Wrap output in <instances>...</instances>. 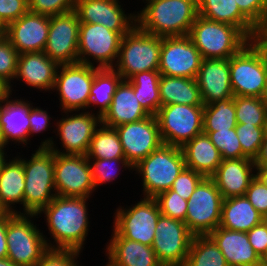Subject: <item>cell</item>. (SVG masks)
Here are the masks:
<instances>
[{
  "instance_id": "26",
  "label": "cell",
  "mask_w": 267,
  "mask_h": 266,
  "mask_svg": "<svg viewBox=\"0 0 267 266\" xmlns=\"http://www.w3.org/2000/svg\"><path fill=\"white\" fill-rule=\"evenodd\" d=\"M208 236L221 250L228 266H262V259L249 243L247 232L218 226Z\"/></svg>"
},
{
  "instance_id": "36",
  "label": "cell",
  "mask_w": 267,
  "mask_h": 266,
  "mask_svg": "<svg viewBox=\"0 0 267 266\" xmlns=\"http://www.w3.org/2000/svg\"><path fill=\"white\" fill-rule=\"evenodd\" d=\"M86 156L88 159L125 158L116 129L100 123L93 134Z\"/></svg>"
},
{
  "instance_id": "28",
  "label": "cell",
  "mask_w": 267,
  "mask_h": 266,
  "mask_svg": "<svg viewBox=\"0 0 267 266\" xmlns=\"http://www.w3.org/2000/svg\"><path fill=\"white\" fill-rule=\"evenodd\" d=\"M105 256L115 266H162L152 246L128 240L112 231Z\"/></svg>"
},
{
  "instance_id": "41",
  "label": "cell",
  "mask_w": 267,
  "mask_h": 266,
  "mask_svg": "<svg viewBox=\"0 0 267 266\" xmlns=\"http://www.w3.org/2000/svg\"><path fill=\"white\" fill-rule=\"evenodd\" d=\"M203 133L209 136L211 142L219 150L222 160L247 158L243 154L235 128L223 131H203Z\"/></svg>"
},
{
  "instance_id": "54",
  "label": "cell",
  "mask_w": 267,
  "mask_h": 266,
  "mask_svg": "<svg viewBox=\"0 0 267 266\" xmlns=\"http://www.w3.org/2000/svg\"><path fill=\"white\" fill-rule=\"evenodd\" d=\"M7 258L6 215L0 217V259Z\"/></svg>"
},
{
  "instance_id": "61",
  "label": "cell",
  "mask_w": 267,
  "mask_h": 266,
  "mask_svg": "<svg viewBox=\"0 0 267 266\" xmlns=\"http://www.w3.org/2000/svg\"><path fill=\"white\" fill-rule=\"evenodd\" d=\"M261 98H262V101L264 102V104L267 107V85L265 86V90H264L263 96Z\"/></svg>"
},
{
  "instance_id": "3",
  "label": "cell",
  "mask_w": 267,
  "mask_h": 266,
  "mask_svg": "<svg viewBox=\"0 0 267 266\" xmlns=\"http://www.w3.org/2000/svg\"><path fill=\"white\" fill-rule=\"evenodd\" d=\"M32 156L16 157L25 172L24 214H39L56 196L54 183V152L39 148Z\"/></svg>"
},
{
  "instance_id": "15",
  "label": "cell",
  "mask_w": 267,
  "mask_h": 266,
  "mask_svg": "<svg viewBox=\"0 0 267 266\" xmlns=\"http://www.w3.org/2000/svg\"><path fill=\"white\" fill-rule=\"evenodd\" d=\"M54 183L58 196L91 198L96 189L87 156L54 152Z\"/></svg>"
},
{
  "instance_id": "53",
  "label": "cell",
  "mask_w": 267,
  "mask_h": 266,
  "mask_svg": "<svg viewBox=\"0 0 267 266\" xmlns=\"http://www.w3.org/2000/svg\"><path fill=\"white\" fill-rule=\"evenodd\" d=\"M252 41L267 52V10L260 23L256 26Z\"/></svg>"
},
{
  "instance_id": "52",
  "label": "cell",
  "mask_w": 267,
  "mask_h": 266,
  "mask_svg": "<svg viewBox=\"0 0 267 266\" xmlns=\"http://www.w3.org/2000/svg\"><path fill=\"white\" fill-rule=\"evenodd\" d=\"M249 243L262 259L267 252V219L247 232Z\"/></svg>"
},
{
  "instance_id": "7",
  "label": "cell",
  "mask_w": 267,
  "mask_h": 266,
  "mask_svg": "<svg viewBox=\"0 0 267 266\" xmlns=\"http://www.w3.org/2000/svg\"><path fill=\"white\" fill-rule=\"evenodd\" d=\"M162 37L142 31L135 25L122 37L119 55L113 69L128 80L136 73L159 69Z\"/></svg>"
},
{
  "instance_id": "29",
  "label": "cell",
  "mask_w": 267,
  "mask_h": 266,
  "mask_svg": "<svg viewBox=\"0 0 267 266\" xmlns=\"http://www.w3.org/2000/svg\"><path fill=\"white\" fill-rule=\"evenodd\" d=\"M12 157L0 171V205L7 213L24 214L25 172L23 163L17 157ZM16 204H21L23 208L18 211L14 206Z\"/></svg>"
},
{
  "instance_id": "14",
  "label": "cell",
  "mask_w": 267,
  "mask_h": 266,
  "mask_svg": "<svg viewBox=\"0 0 267 266\" xmlns=\"http://www.w3.org/2000/svg\"><path fill=\"white\" fill-rule=\"evenodd\" d=\"M93 79L94 66L81 63L60 65L52 90L58 94L60 111H86Z\"/></svg>"
},
{
  "instance_id": "22",
  "label": "cell",
  "mask_w": 267,
  "mask_h": 266,
  "mask_svg": "<svg viewBox=\"0 0 267 266\" xmlns=\"http://www.w3.org/2000/svg\"><path fill=\"white\" fill-rule=\"evenodd\" d=\"M8 93L0 103V128L2 139L6 146L13 142L26 147L30 142L29 112L32 104L28 99H18ZM16 98V99H15ZM18 143V144H17Z\"/></svg>"
},
{
  "instance_id": "62",
  "label": "cell",
  "mask_w": 267,
  "mask_h": 266,
  "mask_svg": "<svg viewBox=\"0 0 267 266\" xmlns=\"http://www.w3.org/2000/svg\"><path fill=\"white\" fill-rule=\"evenodd\" d=\"M262 266H267V252L265 256L262 258Z\"/></svg>"
},
{
  "instance_id": "58",
  "label": "cell",
  "mask_w": 267,
  "mask_h": 266,
  "mask_svg": "<svg viewBox=\"0 0 267 266\" xmlns=\"http://www.w3.org/2000/svg\"><path fill=\"white\" fill-rule=\"evenodd\" d=\"M9 93L8 87L0 81V103L2 99Z\"/></svg>"
},
{
  "instance_id": "42",
  "label": "cell",
  "mask_w": 267,
  "mask_h": 266,
  "mask_svg": "<svg viewBox=\"0 0 267 266\" xmlns=\"http://www.w3.org/2000/svg\"><path fill=\"white\" fill-rule=\"evenodd\" d=\"M18 56L19 53L6 36L0 39V81L8 87L11 94L15 83L13 80L17 72Z\"/></svg>"
},
{
  "instance_id": "12",
  "label": "cell",
  "mask_w": 267,
  "mask_h": 266,
  "mask_svg": "<svg viewBox=\"0 0 267 266\" xmlns=\"http://www.w3.org/2000/svg\"><path fill=\"white\" fill-rule=\"evenodd\" d=\"M120 33L114 32L102 24L80 23L78 37V63L97 68H113L117 62ZM93 61H91V60Z\"/></svg>"
},
{
  "instance_id": "57",
  "label": "cell",
  "mask_w": 267,
  "mask_h": 266,
  "mask_svg": "<svg viewBox=\"0 0 267 266\" xmlns=\"http://www.w3.org/2000/svg\"><path fill=\"white\" fill-rule=\"evenodd\" d=\"M6 147H0V171L3 167V164L8 160L7 152H6Z\"/></svg>"
},
{
  "instance_id": "43",
  "label": "cell",
  "mask_w": 267,
  "mask_h": 266,
  "mask_svg": "<svg viewBox=\"0 0 267 266\" xmlns=\"http://www.w3.org/2000/svg\"><path fill=\"white\" fill-rule=\"evenodd\" d=\"M235 129L243 154L254 160L265 137L264 127L237 123Z\"/></svg>"
},
{
  "instance_id": "51",
  "label": "cell",
  "mask_w": 267,
  "mask_h": 266,
  "mask_svg": "<svg viewBox=\"0 0 267 266\" xmlns=\"http://www.w3.org/2000/svg\"><path fill=\"white\" fill-rule=\"evenodd\" d=\"M51 115L48 113L47 110H43L42 108H39L38 106H32L30 107L29 112V121H30V130H29V136H33L34 134L43 133L44 131H48L51 126Z\"/></svg>"
},
{
  "instance_id": "63",
  "label": "cell",
  "mask_w": 267,
  "mask_h": 266,
  "mask_svg": "<svg viewBox=\"0 0 267 266\" xmlns=\"http://www.w3.org/2000/svg\"><path fill=\"white\" fill-rule=\"evenodd\" d=\"M0 147H7L2 139V135H1V128H0Z\"/></svg>"
},
{
  "instance_id": "27",
  "label": "cell",
  "mask_w": 267,
  "mask_h": 266,
  "mask_svg": "<svg viewBox=\"0 0 267 266\" xmlns=\"http://www.w3.org/2000/svg\"><path fill=\"white\" fill-rule=\"evenodd\" d=\"M137 99L131 83L122 79L115 90L109 109L101 117V123L115 128L150 116Z\"/></svg>"
},
{
  "instance_id": "39",
  "label": "cell",
  "mask_w": 267,
  "mask_h": 266,
  "mask_svg": "<svg viewBox=\"0 0 267 266\" xmlns=\"http://www.w3.org/2000/svg\"><path fill=\"white\" fill-rule=\"evenodd\" d=\"M236 120L239 124L265 127L267 107L262 98L250 96H234Z\"/></svg>"
},
{
  "instance_id": "8",
  "label": "cell",
  "mask_w": 267,
  "mask_h": 266,
  "mask_svg": "<svg viewBox=\"0 0 267 266\" xmlns=\"http://www.w3.org/2000/svg\"><path fill=\"white\" fill-rule=\"evenodd\" d=\"M234 96L261 98L267 85V52L252 40L229 58Z\"/></svg>"
},
{
  "instance_id": "46",
  "label": "cell",
  "mask_w": 267,
  "mask_h": 266,
  "mask_svg": "<svg viewBox=\"0 0 267 266\" xmlns=\"http://www.w3.org/2000/svg\"><path fill=\"white\" fill-rule=\"evenodd\" d=\"M80 254L75 250L49 249L35 266H83L77 260Z\"/></svg>"
},
{
  "instance_id": "24",
  "label": "cell",
  "mask_w": 267,
  "mask_h": 266,
  "mask_svg": "<svg viewBox=\"0 0 267 266\" xmlns=\"http://www.w3.org/2000/svg\"><path fill=\"white\" fill-rule=\"evenodd\" d=\"M59 66L43 51L23 53L18 56L14 80H21V83L40 92H50L53 90Z\"/></svg>"
},
{
  "instance_id": "23",
  "label": "cell",
  "mask_w": 267,
  "mask_h": 266,
  "mask_svg": "<svg viewBox=\"0 0 267 266\" xmlns=\"http://www.w3.org/2000/svg\"><path fill=\"white\" fill-rule=\"evenodd\" d=\"M195 80L204 105L234 97L229 59H203Z\"/></svg>"
},
{
  "instance_id": "40",
  "label": "cell",
  "mask_w": 267,
  "mask_h": 266,
  "mask_svg": "<svg viewBox=\"0 0 267 266\" xmlns=\"http://www.w3.org/2000/svg\"><path fill=\"white\" fill-rule=\"evenodd\" d=\"M88 160L96 190L103 184H109L113 180L115 181L120 174L119 170L121 171L123 169L124 171V169H127L133 172V166L125 158Z\"/></svg>"
},
{
  "instance_id": "45",
  "label": "cell",
  "mask_w": 267,
  "mask_h": 266,
  "mask_svg": "<svg viewBox=\"0 0 267 266\" xmlns=\"http://www.w3.org/2000/svg\"><path fill=\"white\" fill-rule=\"evenodd\" d=\"M29 11L52 17L73 11L76 0H28Z\"/></svg>"
},
{
  "instance_id": "16",
  "label": "cell",
  "mask_w": 267,
  "mask_h": 266,
  "mask_svg": "<svg viewBox=\"0 0 267 266\" xmlns=\"http://www.w3.org/2000/svg\"><path fill=\"white\" fill-rule=\"evenodd\" d=\"M193 234L184 221L160 215L152 248L162 266H184Z\"/></svg>"
},
{
  "instance_id": "47",
  "label": "cell",
  "mask_w": 267,
  "mask_h": 266,
  "mask_svg": "<svg viewBox=\"0 0 267 266\" xmlns=\"http://www.w3.org/2000/svg\"><path fill=\"white\" fill-rule=\"evenodd\" d=\"M203 178L204 176L201 173L185 167L174 180L170 190L177 192L183 199L188 200Z\"/></svg>"
},
{
  "instance_id": "44",
  "label": "cell",
  "mask_w": 267,
  "mask_h": 266,
  "mask_svg": "<svg viewBox=\"0 0 267 266\" xmlns=\"http://www.w3.org/2000/svg\"><path fill=\"white\" fill-rule=\"evenodd\" d=\"M154 199L159 206L161 215L185 221L188 202L177 192L169 189L158 194Z\"/></svg>"
},
{
  "instance_id": "10",
  "label": "cell",
  "mask_w": 267,
  "mask_h": 266,
  "mask_svg": "<svg viewBox=\"0 0 267 266\" xmlns=\"http://www.w3.org/2000/svg\"><path fill=\"white\" fill-rule=\"evenodd\" d=\"M185 223L194 236L209 235L221 222L223 197L211 177H204L187 200Z\"/></svg>"
},
{
  "instance_id": "5",
  "label": "cell",
  "mask_w": 267,
  "mask_h": 266,
  "mask_svg": "<svg viewBox=\"0 0 267 266\" xmlns=\"http://www.w3.org/2000/svg\"><path fill=\"white\" fill-rule=\"evenodd\" d=\"M185 167L181 147L163 143L133 167L142 179V197L155 198L169 190Z\"/></svg>"
},
{
  "instance_id": "25",
  "label": "cell",
  "mask_w": 267,
  "mask_h": 266,
  "mask_svg": "<svg viewBox=\"0 0 267 266\" xmlns=\"http://www.w3.org/2000/svg\"><path fill=\"white\" fill-rule=\"evenodd\" d=\"M223 199L244 196L255 178V164L249 158L222 160L211 176Z\"/></svg>"
},
{
  "instance_id": "19",
  "label": "cell",
  "mask_w": 267,
  "mask_h": 266,
  "mask_svg": "<svg viewBox=\"0 0 267 266\" xmlns=\"http://www.w3.org/2000/svg\"><path fill=\"white\" fill-rule=\"evenodd\" d=\"M115 129L120 137L125 159L133 167L163 144L155 115L122 124Z\"/></svg>"
},
{
  "instance_id": "30",
  "label": "cell",
  "mask_w": 267,
  "mask_h": 266,
  "mask_svg": "<svg viewBox=\"0 0 267 266\" xmlns=\"http://www.w3.org/2000/svg\"><path fill=\"white\" fill-rule=\"evenodd\" d=\"M185 166L204 177H211L222 162L219 150L205 133L196 135L182 147Z\"/></svg>"
},
{
  "instance_id": "18",
  "label": "cell",
  "mask_w": 267,
  "mask_h": 266,
  "mask_svg": "<svg viewBox=\"0 0 267 266\" xmlns=\"http://www.w3.org/2000/svg\"><path fill=\"white\" fill-rule=\"evenodd\" d=\"M79 26L74 10L49 17V33L43 52L59 65L78 63Z\"/></svg>"
},
{
  "instance_id": "60",
  "label": "cell",
  "mask_w": 267,
  "mask_h": 266,
  "mask_svg": "<svg viewBox=\"0 0 267 266\" xmlns=\"http://www.w3.org/2000/svg\"><path fill=\"white\" fill-rule=\"evenodd\" d=\"M6 36V27L5 25L0 21V39Z\"/></svg>"
},
{
  "instance_id": "6",
  "label": "cell",
  "mask_w": 267,
  "mask_h": 266,
  "mask_svg": "<svg viewBox=\"0 0 267 266\" xmlns=\"http://www.w3.org/2000/svg\"><path fill=\"white\" fill-rule=\"evenodd\" d=\"M203 59H229L251 40L236 26L198 15L188 34Z\"/></svg>"
},
{
  "instance_id": "9",
  "label": "cell",
  "mask_w": 267,
  "mask_h": 266,
  "mask_svg": "<svg viewBox=\"0 0 267 266\" xmlns=\"http://www.w3.org/2000/svg\"><path fill=\"white\" fill-rule=\"evenodd\" d=\"M92 110L62 112L64 115L56 121L53 132L57 133L55 136L61 141L59 144H62L63 149L56 146L57 143L53 141V137L43 139L39 148H49L60 154L86 155L93 134L101 123V117Z\"/></svg>"
},
{
  "instance_id": "21",
  "label": "cell",
  "mask_w": 267,
  "mask_h": 266,
  "mask_svg": "<svg viewBox=\"0 0 267 266\" xmlns=\"http://www.w3.org/2000/svg\"><path fill=\"white\" fill-rule=\"evenodd\" d=\"M49 33V17L28 11L6 27V37L20 54L44 51Z\"/></svg>"
},
{
  "instance_id": "34",
  "label": "cell",
  "mask_w": 267,
  "mask_h": 266,
  "mask_svg": "<svg viewBox=\"0 0 267 266\" xmlns=\"http://www.w3.org/2000/svg\"><path fill=\"white\" fill-rule=\"evenodd\" d=\"M122 77L113 68L94 66V79L90 90V107H98L96 114L102 117L109 109L115 90Z\"/></svg>"
},
{
  "instance_id": "48",
  "label": "cell",
  "mask_w": 267,
  "mask_h": 266,
  "mask_svg": "<svg viewBox=\"0 0 267 266\" xmlns=\"http://www.w3.org/2000/svg\"><path fill=\"white\" fill-rule=\"evenodd\" d=\"M29 11L28 0H0V21L7 27Z\"/></svg>"
},
{
  "instance_id": "65",
  "label": "cell",
  "mask_w": 267,
  "mask_h": 266,
  "mask_svg": "<svg viewBox=\"0 0 267 266\" xmlns=\"http://www.w3.org/2000/svg\"><path fill=\"white\" fill-rule=\"evenodd\" d=\"M264 133H265V137H267V119H266V123H265V127H264Z\"/></svg>"
},
{
  "instance_id": "2",
  "label": "cell",
  "mask_w": 267,
  "mask_h": 266,
  "mask_svg": "<svg viewBox=\"0 0 267 266\" xmlns=\"http://www.w3.org/2000/svg\"><path fill=\"white\" fill-rule=\"evenodd\" d=\"M136 25L158 37L188 35L198 16V0H145Z\"/></svg>"
},
{
  "instance_id": "59",
  "label": "cell",
  "mask_w": 267,
  "mask_h": 266,
  "mask_svg": "<svg viewBox=\"0 0 267 266\" xmlns=\"http://www.w3.org/2000/svg\"><path fill=\"white\" fill-rule=\"evenodd\" d=\"M0 266H18L12 262L9 258L0 259Z\"/></svg>"
},
{
  "instance_id": "13",
  "label": "cell",
  "mask_w": 267,
  "mask_h": 266,
  "mask_svg": "<svg viewBox=\"0 0 267 266\" xmlns=\"http://www.w3.org/2000/svg\"><path fill=\"white\" fill-rule=\"evenodd\" d=\"M203 111L204 105L161 106L155 116L163 143L182 147L203 133Z\"/></svg>"
},
{
  "instance_id": "49",
  "label": "cell",
  "mask_w": 267,
  "mask_h": 266,
  "mask_svg": "<svg viewBox=\"0 0 267 266\" xmlns=\"http://www.w3.org/2000/svg\"><path fill=\"white\" fill-rule=\"evenodd\" d=\"M253 207L267 219V187L256 177L245 192Z\"/></svg>"
},
{
  "instance_id": "32",
  "label": "cell",
  "mask_w": 267,
  "mask_h": 266,
  "mask_svg": "<svg viewBox=\"0 0 267 266\" xmlns=\"http://www.w3.org/2000/svg\"><path fill=\"white\" fill-rule=\"evenodd\" d=\"M198 15L238 27L252 40L256 27L241 13L235 0H198Z\"/></svg>"
},
{
  "instance_id": "50",
  "label": "cell",
  "mask_w": 267,
  "mask_h": 266,
  "mask_svg": "<svg viewBox=\"0 0 267 266\" xmlns=\"http://www.w3.org/2000/svg\"><path fill=\"white\" fill-rule=\"evenodd\" d=\"M241 13L256 27L267 10V0H235Z\"/></svg>"
},
{
  "instance_id": "31",
  "label": "cell",
  "mask_w": 267,
  "mask_h": 266,
  "mask_svg": "<svg viewBox=\"0 0 267 266\" xmlns=\"http://www.w3.org/2000/svg\"><path fill=\"white\" fill-rule=\"evenodd\" d=\"M264 220L245 195L223 199L220 227L248 232Z\"/></svg>"
},
{
  "instance_id": "20",
  "label": "cell",
  "mask_w": 267,
  "mask_h": 266,
  "mask_svg": "<svg viewBox=\"0 0 267 266\" xmlns=\"http://www.w3.org/2000/svg\"><path fill=\"white\" fill-rule=\"evenodd\" d=\"M121 4L119 0H76L74 11L80 23L102 24L124 36L136 25V12L125 14Z\"/></svg>"
},
{
  "instance_id": "37",
  "label": "cell",
  "mask_w": 267,
  "mask_h": 266,
  "mask_svg": "<svg viewBox=\"0 0 267 266\" xmlns=\"http://www.w3.org/2000/svg\"><path fill=\"white\" fill-rule=\"evenodd\" d=\"M236 109L233 98L204 105L203 131H223L236 127Z\"/></svg>"
},
{
  "instance_id": "35",
  "label": "cell",
  "mask_w": 267,
  "mask_h": 266,
  "mask_svg": "<svg viewBox=\"0 0 267 266\" xmlns=\"http://www.w3.org/2000/svg\"><path fill=\"white\" fill-rule=\"evenodd\" d=\"M160 77V72L156 70L139 72L128 79L133 86L137 100L150 115H156L161 107Z\"/></svg>"
},
{
  "instance_id": "38",
  "label": "cell",
  "mask_w": 267,
  "mask_h": 266,
  "mask_svg": "<svg viewBox=\"0 0 267 266\" xmlns=\"http://www.w3.org/2000/svg\"><path fill=\"white\" fill-rule=\"evenodd\" d=\"M184 266H228L215 242L208 236H193Z\"/></svg>"
},
{
  "instance_id": "33",
  "label": "cell",
  "mask_w": 267,
  "mask_h": 266,
  "mask_svg": "<svg viewBox=\"0 0 267 266\" xmlns=\"http://www.w3.org/2000/svg\"><path fill=\"white\" fill-rule=\"evenodd\" d=\"M161 106L171 104L204 105L195 79L161 75L159 83Z\"/></svg>"
},
{
  "instance_id": "66",
  "label": "cell",
  "mask_w": 267,
  "mask_h": 266,
  "mask_svg": "<svg viewBox=\"0 0 267 266\" xmlns=\"http://www.w3.org/2000/svg\"><path fill=\"white\" fill-rule=\"evenodd\" d=\"M108 262L105 264V266H115L109 259H107Z\"/></svg>"
},
{
  "instance_id": "1",
  "label": "cell",
  "mask_w": 267,
  "mask_h": 266,
  "mask_svg": "<svg viewBox=\"0 0 267 266\" xmlns=\"http://www.w3.org/2000/svg\"><path fill=\"white\" fill-rule=\"evenodd\" d=\"M90 198L56 196L39 214H44L51 240H46L49 249L75 250L82 252L88 236Z\"/></svg>"
},
{
  "instance_id": "64",
  "label": "cell",
  "mask_w": 267,
  "mask_h": 266,
  "mask_svg": "<svg viewBox=\"0 0 267 266\" xmlns=\"http://www.w3.org/2000/svg\"><path fill=\"white\" fill-rule=\"evenodd\" d=\"M7 212L3 209V207L0 205V217L6 215Z\"/></svg>"
},
{
  "instance_id": "56",
  "label": "cell",
  "mask_w": 267,
  "mask_h": 266,
  "mask_svg": "<svg viewBox=\"0 0 267 266\" xmlns=\"http://www.w3.org/2000/svg\"><path fill=\"white\" fill-rule=\"evenodd\" d=\"M255 177L267 187V165H255Z\"/></svg>"
},
{
  "instance_id": "55",
  "label": "cell",
  "mask_w": 267,
  "mask_h": 266,
  "mask_svg": "<svg viewBox=\"0 0 267 266\" xmlns=\"http://www.w3.org/2000/svg\"><path fill=\"white\" fill-rule=\"evenodd\" d=\"M253 162L255 165H267V137H264L263 143Z\"/></svg>"
},
{
  "instance_id": "4",
  "label": "cell",
  "mask_w": 267,
  "mask_h": 266,
  "mask_svg": "<svg viewBox=\"0 0 267 266\" xmlns=\"http://www.w3.org/2000/svg\"><path fill=\"white\" fill-rule=\"evenodd\" d=\"M37 214H6L7 258L18 266H35L49 250L43 230L34 224Z\"/></svg>"
},
{
  "instance_id": "11",
  "label": "cell",
  "mask_w": 267,
  "mask_h": 266,
  "mask_svg": "<svg viewBox=\"0 0 267 266\" xmlns=\"http://www.w3.org/2000/svg\"><path fill=\"white\" fill-rule=\"evenodd\" d=\"M113 214L112 230L118 235L143 245L152 246L157 221L161 215L154 198L142 197L131 207H117Z\"/></svg>"
},
{
  "instance_id": "17",
  "label": "cell",
  "mask_w": 267,
  "mask_h": 266,
  "mask_svg": "<svg viewBox=\"0 0 267 266\" xmlns=\"http://www.w3.org/2000/svg\"><path fill=\"white\" fill-rule=\"evenodd\" d=\"M202 61L188 35L162 37L158 69L161 75L195 79Z\"/></svg>"
}]
</instances>
